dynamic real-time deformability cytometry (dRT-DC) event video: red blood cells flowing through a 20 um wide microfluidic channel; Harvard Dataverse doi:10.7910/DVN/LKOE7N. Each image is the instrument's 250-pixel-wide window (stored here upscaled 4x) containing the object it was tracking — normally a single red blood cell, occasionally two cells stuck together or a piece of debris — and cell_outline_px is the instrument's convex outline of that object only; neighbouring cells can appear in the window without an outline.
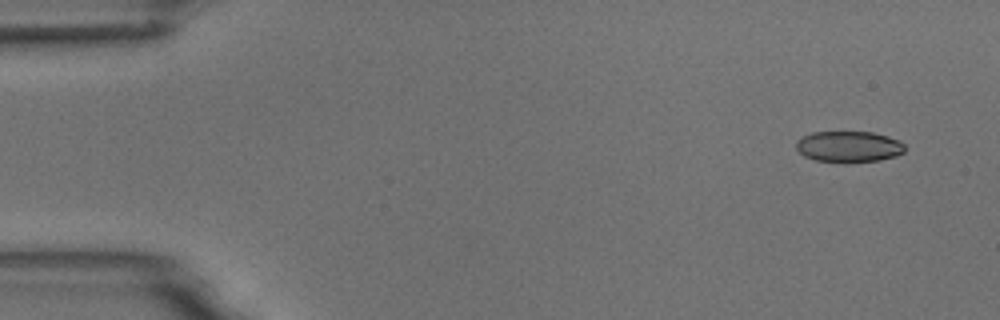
{"species": "common noctule bat (a hibernating species)", "species_latin": "Nyctalus noctula", "temperature_condition": "room temperature", "stored_images_in_passage": 5, "segment_of_instrument_passage": [2, 2], "camera_frame_rate_fps": 3000, "um_per_image_px": 0.085, "animal": {"sex": "male", "body_mass_g": 18.8}, "frame": {"image": 1, "passage_image": 5, "time_ms": 5.667, "image_size_px": [1000, 320], "cell_outline_px": [[904, 152], [896, 156], [880, 160], [816, 160], [804, 156], [796, 148], [796, 140], [812, 132], [872, 132], [888, 136], [900, 140], [904, 144]], "centroid_in_image_um": [72.16, 12.42], "position_along_channel_um": 12.8, "area_um2": 19.13}}